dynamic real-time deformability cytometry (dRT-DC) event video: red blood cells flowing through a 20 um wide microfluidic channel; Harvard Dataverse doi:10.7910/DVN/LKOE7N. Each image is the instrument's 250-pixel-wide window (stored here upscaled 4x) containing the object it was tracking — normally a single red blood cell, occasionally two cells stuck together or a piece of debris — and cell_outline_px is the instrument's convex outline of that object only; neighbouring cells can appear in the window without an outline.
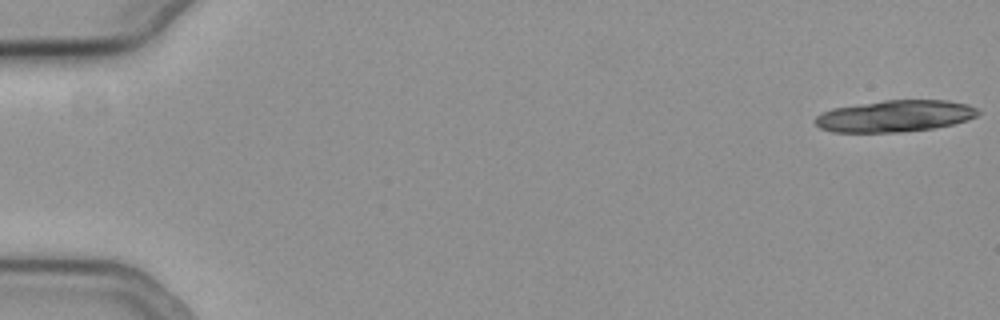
{"species": "common noctule bat (a hibernating species)", "species_latin": "Nyctalus noctula", "temperature_condition": "cold", "stored_images_in_passage": 24, "camera_frame_rate_fps": 3000, "um_per_image_px": 0.085, "animal": {"sex": "female", "body_mass_g": 19.3, "forearm_length_mm": 54.1}, "frame": {"image": 1, "passage_image": 1, "time_ms": 0.0, "image_size_px": [1000, 320], "cell_outline_px": [[980, 112], [976, 116], [952, 124], [932, 128], [900, 132], [832, 132], [820, 128], [816, 124], [816, 116], [832, 108], [884, 100], [948, 100], [968, 104], [976, 108]], "centroid_in_image_um": [76.06, 9.86], "position_along_channel_um": 8.9, "area_um2": 29.82}}